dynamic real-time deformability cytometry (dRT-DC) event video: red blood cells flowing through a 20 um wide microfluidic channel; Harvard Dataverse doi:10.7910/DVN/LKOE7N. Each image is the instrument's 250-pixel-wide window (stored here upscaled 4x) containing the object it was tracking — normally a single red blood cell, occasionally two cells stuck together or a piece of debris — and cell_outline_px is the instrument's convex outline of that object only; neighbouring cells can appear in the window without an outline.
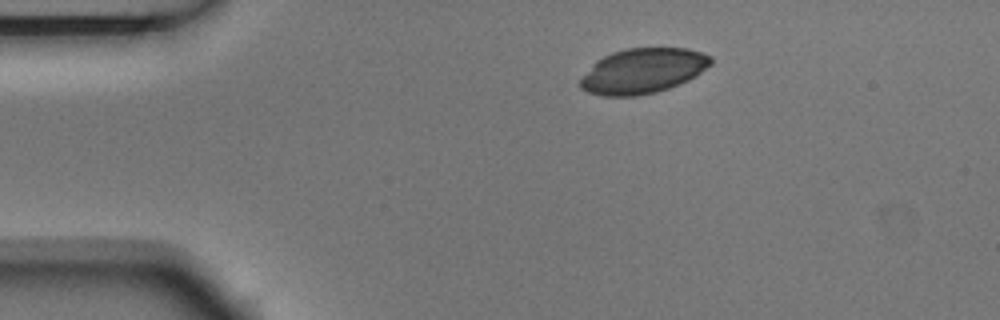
{"species": "Egyptian fruit bat (a non-hibernating species)", "species_latin": "Rousettus aegyptiacus", "temperature_condition": "room temperature", "stored_images_in_passage": 8, "camera_frame_rate_fps": 3000, "um_per_image_px": 0.085, "animal": {"sex": "male"}, "frame": {"image": 1, "passage_image": 1, "time_ms": 0.0, "image_size_px": [1000, 320], "cell_outline_px": [[712, 64], [696, 76], [688, 80], [668, 88], [656, 92], [636, 96], [604, 96], [588, 92], [580, 88], [580, 80], [592, 64], [596, 60], [612, 52], [624, 48], [688, 48], [712, 56]], "centroid_in_image_um": [54.65, 6.02], "position_along_channel_um": 30.4, "area_um2": 34.33}}